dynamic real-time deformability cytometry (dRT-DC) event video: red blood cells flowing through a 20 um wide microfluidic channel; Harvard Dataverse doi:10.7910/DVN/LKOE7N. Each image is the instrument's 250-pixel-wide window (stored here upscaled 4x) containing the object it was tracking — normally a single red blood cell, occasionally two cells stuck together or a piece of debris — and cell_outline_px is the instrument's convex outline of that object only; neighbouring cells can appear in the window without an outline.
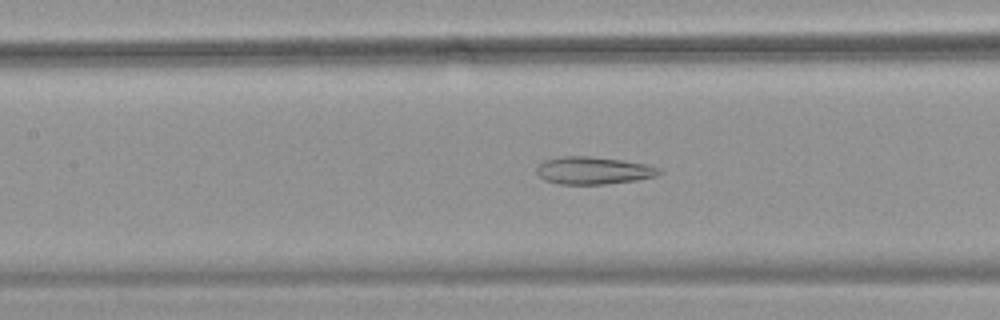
{"species": "common noctule bat (a hibernating species)", "species_latin": "Nyctalus noctula", "temperature_condition": "warm", "stored_images_in_passage": 54, "camera_frame_rate_fps": 3000, "um_per_image_px": 0.085, "animal": {"sex": "female", "body_mass_g": 18.4}, "frame": {"image": 1, "passage_image": 25, "time_ms": 8.0, "image_size_px": [1000, 320], "cell_outline_px": [[664, 172], [656, 176], [636, 180], [604, 184], [560, 184], [544, 180], [536, 172], [536, 168], [544, 160], [560, 156], [592, 156], [648, 164], [660, 168]], "centroid_in_image_um": [50.45, 14.49], "position_along_channel_um": 157.0, "area_um2": 19.71}}
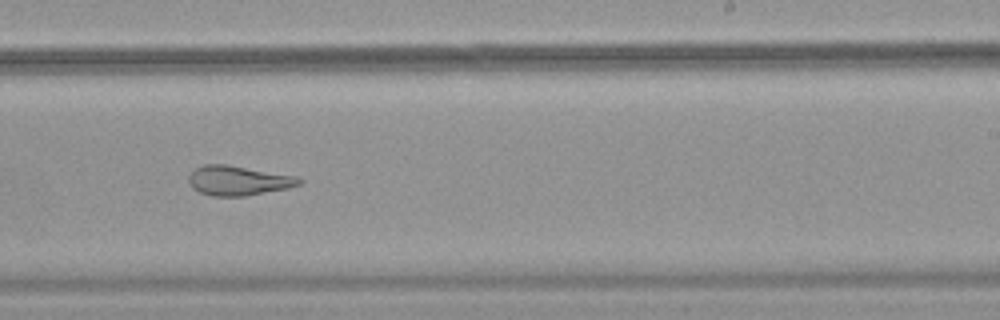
{"frame": {"image": 2, "passage_image": 34, "time_ms": 11.0, "image_size_px": [1000, 320], "cell_outline_px": [[304, 180], [300, 184], [288, 188], [244, 196], [212, 196], [200, 192], [192, 188], [188, 180], [188, 176], [196, 168], [204, 164], [224, 164], [296, 176]], "centroid_in_image_um": [20.24, 15.35], "position_along_channel_um": 268.8, "area_um2": 18.9}}
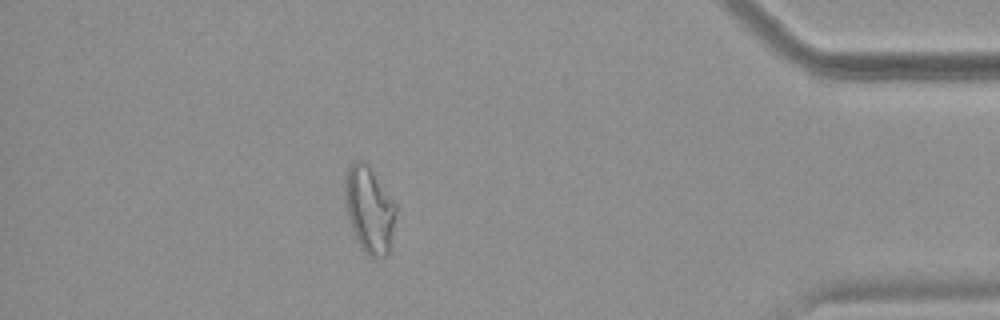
{"frame": {"image": 3, "passage_image": 48, "time_ms": 15.667, "image_size_px": [1000, 320], "cell_outline_px": [[396, 212], [388, 256], [376, 260], [368, 256], [360, 248], [352, 228], [344, 204], [344, 176], [348, 168], [356, 160], [364, 160], [368, 164], [396, 204]], "centroid_in_image_um": [31.38, 17.83], "position_along_channel_um": 403.8, "area_um2": 26.01}, "authors_computed_cell_mechanics": {"area_um2": 25.4031, "velocity_mm_per_s": 3.7477, "shape_relaxation_time_tau1_ms": null, "shape_relaxation_time_tau2_ms": 2.4111, "deformation_change_tau1": null, "deformation_change_tau2": 0.121}}